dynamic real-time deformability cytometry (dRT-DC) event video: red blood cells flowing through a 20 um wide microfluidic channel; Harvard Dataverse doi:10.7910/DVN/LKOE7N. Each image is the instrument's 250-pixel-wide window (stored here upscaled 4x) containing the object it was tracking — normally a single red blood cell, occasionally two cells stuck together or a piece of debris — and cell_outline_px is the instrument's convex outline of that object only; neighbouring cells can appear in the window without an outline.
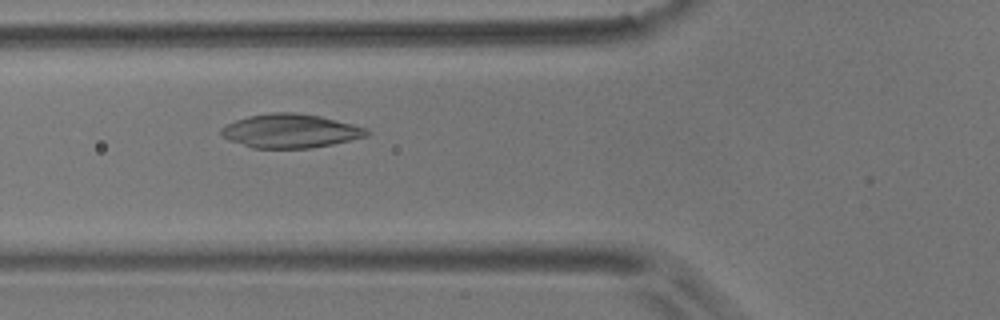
{"species": "common noctule bat (a hibernating species)", "species_latin": "Nyctalus noctula", "temperature_condition": "room temperature", "stored_images_in_passage": 9, "camera_frame_rate_fps": 3000, "um_per_image_px": 0.085, "animal": {"sex": "male", "body_mass_g": 17.9}, "frame": {"image": 1, "passage_image": 6, "time_ms": 1.667, "image_size_px": [1000, 320], "cell_outline_px": [[372, 132], [368, 136], [332, 144], [312, 148], [252, 148], [228, 140], [220, 132], [220, 128], [224, 124], [248, 116], [272, 112], [292, 112], [320, 116], [368, 128]], "centroid_in_image_um": [24.68, 11.13], "position_along_channel_um": 101.1, "area_um2": 28.84}}
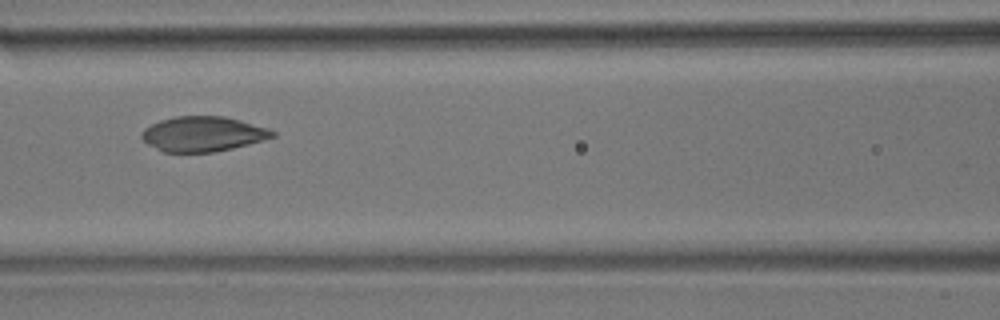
{"frame": {"image": 2, "passage_image": 7, "time_ms": 2.0, "image_size_px": [1000, 320], "cell_outline_px": [[276, 136], [248, 144], [232, 148], [212, 152], [164, 152], [148, 144], [140, 136], [140, 132], [144, 128], [160, 120], [176, 116], [224, 116], [240, 120], [268, 128], [276, 132]], "centroid_in_image_um": [17.23, 11.38], "position_along_channel_um": 149.4, "area_um2": 26.59}}
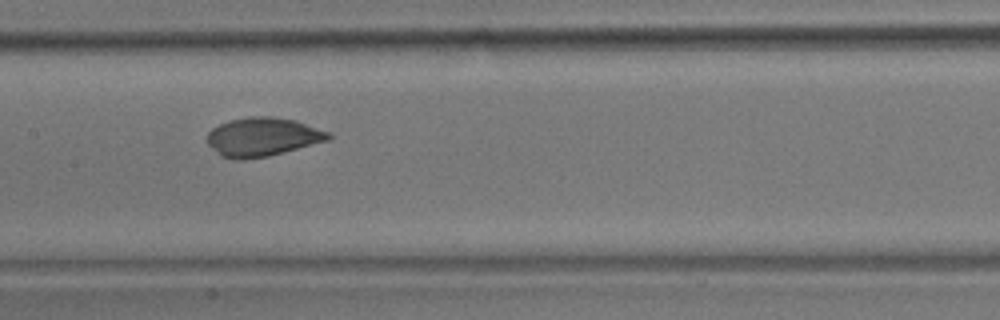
{"frame": {"image": 3, "passage_image": 8, "time_ms": 2.333, "image_size_px": [1000, 320], "cell_outline_px": [[332, 136], [328, 140], [268, 156], [240, 160], [232, 160], [220, 156], [208, 144], [208, 132], [212, 128], [220, 124], [232, 120], [248, 116], [272, 116], [296, 120], [332, 132]], "centroid_in_image_um": [22.33, 11.63], "position_along_channel_um": 185.1, "area_um2": 27.46}}